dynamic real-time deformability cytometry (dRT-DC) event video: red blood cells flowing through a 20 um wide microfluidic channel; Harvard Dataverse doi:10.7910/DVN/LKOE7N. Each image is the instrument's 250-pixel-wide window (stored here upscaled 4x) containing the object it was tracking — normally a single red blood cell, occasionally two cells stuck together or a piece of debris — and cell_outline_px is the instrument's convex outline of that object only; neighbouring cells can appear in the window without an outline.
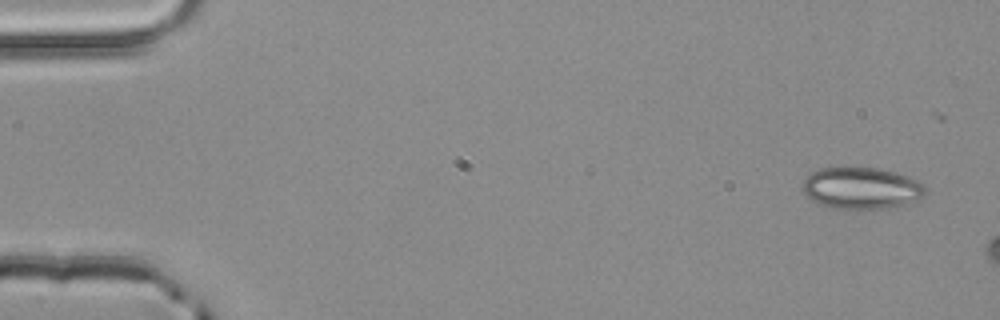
{"species": "common noctule bat (a hibernating species)", "species_latin": "Nyctalus noctula", "temperature_condition": "room temperature", "stored_images_in_passage": 3, "camera_frame_rate_fps": 3000, "um_per_image_px": 0.085, "animal": {"sex": "male", "body_mass_g": 20.4}, "frame": {"image": 1, "passage_image": 1, "time_ms": 0.0, "image_size_px": [1000, 320], "cell_outline_px": [[924, 196], [908, 204], [888, 208], [832, 208], [820, 204], [812, 200], [804, 192], [804, 180], [812, 172], [820, 168], [848, 164], [876, 168], [896, 172], [920, 180], [924, 184]], "centroid_in_image_um": [73.24, 15.94], "position_along_channel_um": 11.8, "area_um2": 30.4}}